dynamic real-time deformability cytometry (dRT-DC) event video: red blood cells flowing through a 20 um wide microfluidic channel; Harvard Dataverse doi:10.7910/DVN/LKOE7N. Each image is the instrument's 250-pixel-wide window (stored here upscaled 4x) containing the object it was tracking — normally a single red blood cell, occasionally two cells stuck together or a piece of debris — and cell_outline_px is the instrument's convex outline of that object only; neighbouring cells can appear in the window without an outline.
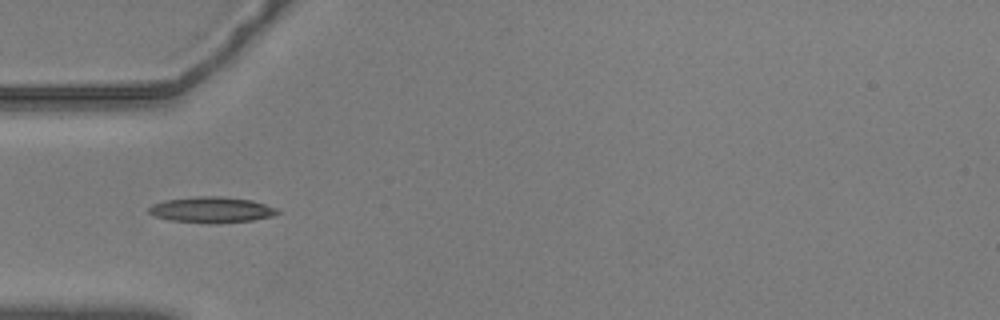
{"species": "common noctule bat (a hibernating species)", "species_latin": "Nyctalus noctula", "temperature_condition": "warm", "stored_images_in_passage": 15, "camera_frame_rate_fps": 3000, "um_per_image_px": 0.085, "animal": {"sex": "male", "body_mass_g": 20.5, "forearm_length_mm": 52.5}, "frame": {"image": 1, "passage_image": 1, "time_ms": 0.0, "image_size_px": [1000, 320], "cell_outline_px": [[280, 212], [272, 216], [252, 220], [208, 224], [172, 220], [156, 216], [148, 212], [148, 208], [152, 204], [164, 200], [200, 196], [224, 196], [252, 200], [276, 208]], "centroid_in_image_um": [17.98, 17.82], "position_along_channel_um": 67.0, "area_um2": 19.31}}
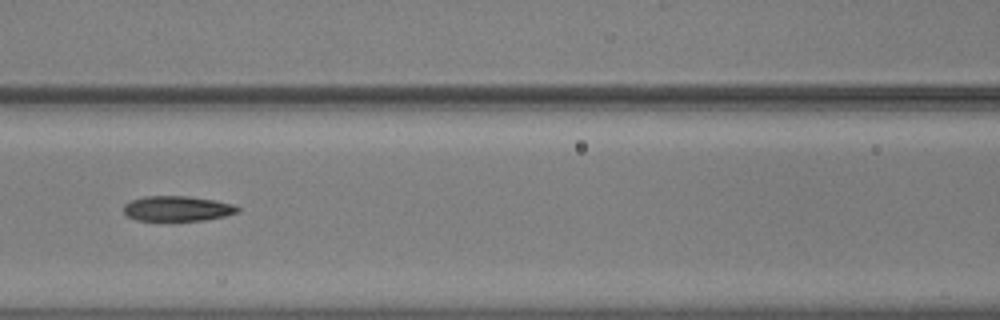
{"frame": {"image": 2, "passage_image": 8, "time_ms": 2.333, "image_size_px": [1000, 320], "cell_outline_px": [[240, 212], [224, 216], [204, 220], [136, 220], [128, 216], [124, 212], [124, 204], [128, 200], [144, 196], [188, 196], [212, 200], [232, 204], [240, 208]], "centroid_in_image_um": [15.04, 17.72], "position_along_channel_um": 151.6, "area_um2": 16.65}}
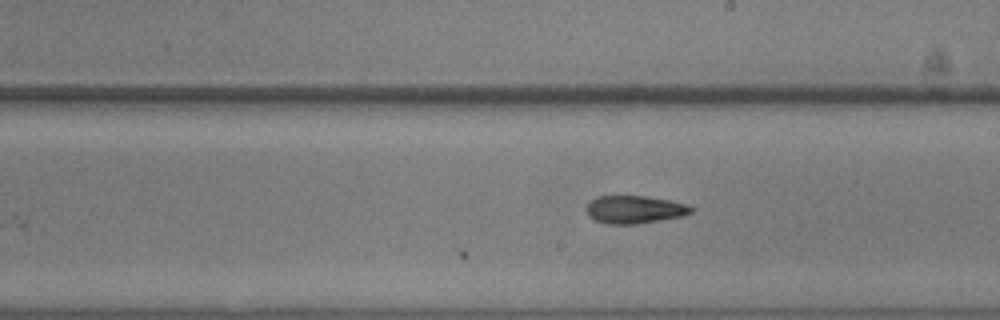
{"frame": {"image": 3, "passage_image": 15, "time_ms": 4.667, "image_size_px": [1000, 320], "cell_outline_px": [[696, 208], [692, 212], [680, 216], [636, 224], [604, 224], [588, 216], [588, 204], [596, 196], [644, 196], [668, 200], [688, 204]], "centroid_in_image_um": [53.95, 17.81], "position_along_channel_um": 235.0, "area_um2": 16.82}}